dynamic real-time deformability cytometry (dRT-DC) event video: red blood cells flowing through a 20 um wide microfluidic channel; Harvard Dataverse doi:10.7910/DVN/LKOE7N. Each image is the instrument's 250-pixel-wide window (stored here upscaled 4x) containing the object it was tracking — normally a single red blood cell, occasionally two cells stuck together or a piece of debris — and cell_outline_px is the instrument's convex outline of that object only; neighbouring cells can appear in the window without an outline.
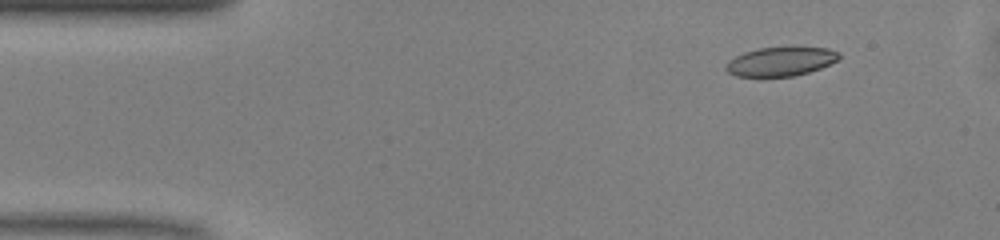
{"species": "common noctule bat (a hibernating species)", "species_latin": "Nyctalus noctula", "temperature_condition": "warm", "stored_images_in_passage": 36, "camera_frame_rate_fps": 3000, "um_per_image_px": 0.085, "animal": {"sex": "male", "body_mass_g": 13.0, "forearm_length_mm": 53.1}, "frame": {"image": 1, "passage_image": 1, "time_ms": 0.0, "image_size_px": [1000, 240], "cell_outline_px": [[840, 56], [836, 60], [820, 68], [808, 72], [792, 76], [736, 76], [728, 72], [724, 68], [724, 64], [728, 60], [744, 52], [760, 48], [792, 44], [828, 48], [840, 52]], "centroid_in_image_um": [66.36, 5.17], "position_along_channel_um": 18.6, "area_um2": 19.77}}
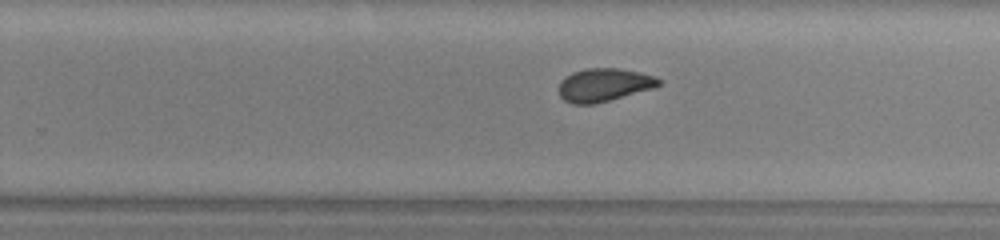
{"frame": {"image": 2, "passage_image": 26, "time_ms": 8.333, "image_size_px": [1000, 240], "cell_outline_px": [[660, 84], [652, 88], [596, 104], [572, 104], [564, 100], [560, 96], [560, 80], [564, 76], [572, 72], [584, 68], [620, 68], [640, 72], [656, 76], [660, 80]], "centroid_in_image_um": [51.31, 7.2], "position_along_channel_um": 278.5, "area_um2": 19.36}}
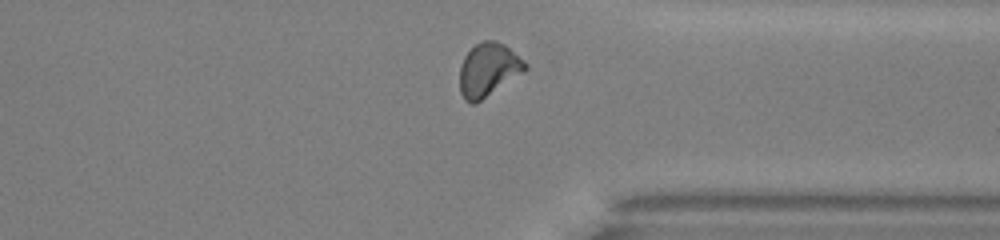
{"frame": {"image": 3, "passage_image": 33, "time_ms": 10.667, "image_size_px": [1000, 240], "cell_outline_px": [[528, 68], [524, 72], [476, 104], [472, 104], [464, 100], [460, 92], [460, 64], [464, 56], [476, 44], [484, 40], [492, 40], [504, 44], [524, 60], [528, 64]], "centroid_in_image_um": [41.51, 5.95], "position_along_channel_um": 369.9, "area_um2": 20.46}, "authors_computed_cell_mechanics": {"area_um2": 19.7965, "velocity_mm_per_s": 4.0741, "shape_relaxation_time_tau1_ms": 6.3294, "shape_relaxation_time_tau2_ms": 1.6905, "deformation_change_tau1": 0.1439, "deformation_change_tau2": 0.0718}}